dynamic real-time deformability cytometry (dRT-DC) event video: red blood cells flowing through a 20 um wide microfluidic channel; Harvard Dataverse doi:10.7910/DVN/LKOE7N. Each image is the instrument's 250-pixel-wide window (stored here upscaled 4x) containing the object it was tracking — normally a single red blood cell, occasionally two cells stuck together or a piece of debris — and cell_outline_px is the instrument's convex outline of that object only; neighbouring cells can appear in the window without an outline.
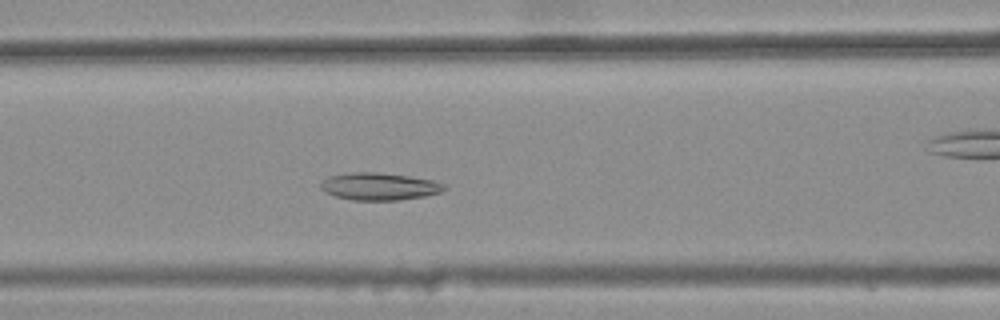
{"species": "common noctule bat (a hibernating species)", "species_latin": "Nyctalus noctula", "temperature_condition": "warm", "stored_images_in_passage": 41, "camera_frame_rate_fps": 3000, "um_per_image_px": 0.085, "animal": {"sex": "female", "body_mass_g": 25.1}, "frame": {"image": 1, "passage_image": 18, "time_ms": 5.667, "image_size_px": [1000, 320], "cell_outline_px": [[448, 188], [440, 192], [424, 196], [400, 200], [352, 200], [336, 196], [324, 192], [320, 188], [320, 184], [328, 176], [348, 172], [380, 172], [408, 176], [432, 180], [444, 184]], "centroid_in_image_um": [32.22, 15.84], "position_along_channel_um": 134.4, "area_um2": 19.77}}
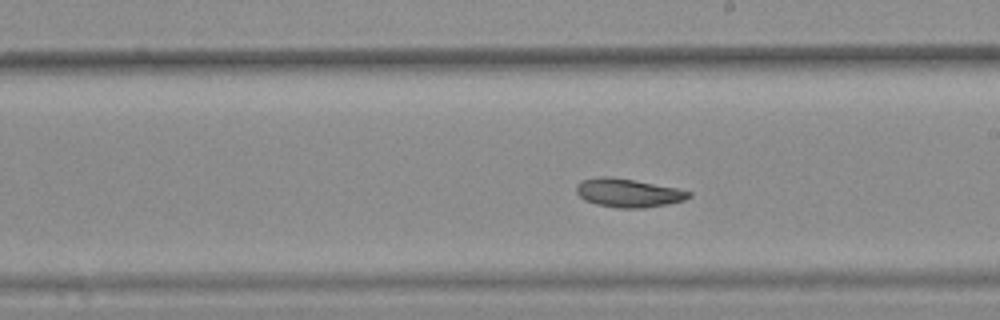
{"frame": {"image": 2, "passage_image": 26, "time_ms": 8.333, "image_size_px": [1000, 320], "cell_outline_px": [[692, 196], [684, 200], [668, 204], [644, 208], [616, 208], [596, 204], [584, 200], [576, 192], [576, 184], [580, 180], [596, 176], [612, 176], [636, 180], [676, 188], [692, 192]], "centroid_in_image_um": [53.37, 16.38], "position_along_channel_um": 235.6, "area_um2": 19.02}}
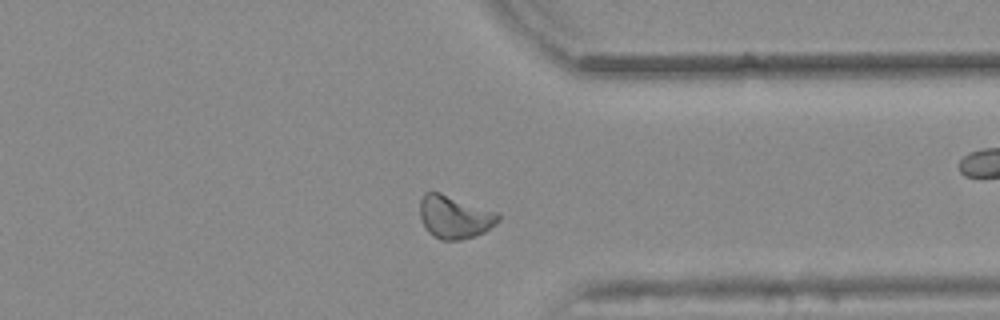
{"frame": {"image": 3, "passage_image": 37, "time_ms": 12.0, "image_size_px": [1000, 320], "cell_outline_px": [[500, 220], [484, 232], [460, 240], [440, 240], [428, 232], [420, 216], [420, 200], [424, 192], [440, 192], [496, 212], [500, 216]], "centroid_in_image_um": [38.61, 18.44], "position_along_channel_um": 372.8, "area_um2": 19.36}, "authors_computed_cell_mechanics": {"area_um2": 19.4208, "velocity_mm_per_s": 3.8053, "shape_relaxation_time_tau1_ms": null, "shape_relaxation_time_tau2_ms": 3.3391, "deformation_change_tau1": null, "deformation_change_tau2": 0.0806}}